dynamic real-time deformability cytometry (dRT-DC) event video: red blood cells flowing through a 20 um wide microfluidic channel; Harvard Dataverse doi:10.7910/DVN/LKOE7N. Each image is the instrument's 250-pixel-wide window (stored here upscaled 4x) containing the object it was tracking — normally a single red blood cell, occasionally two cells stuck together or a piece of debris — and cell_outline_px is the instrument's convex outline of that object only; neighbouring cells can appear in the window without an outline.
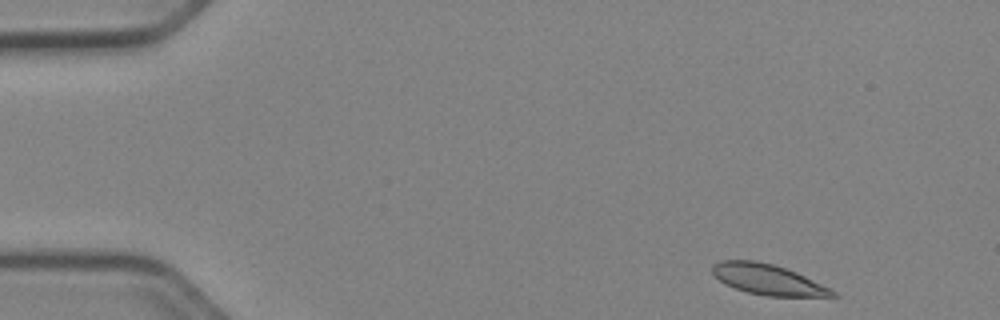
{"species": "Egyptian fruit bat (a non-hibernating species)", "species_latin": "Rousettus aegyptiacus", "temperature_condition": "cold", "stored_images_in_passage": 48, "camera_frame_rate_fps": 3000, "um_per_image_px": 0.085, "animal": {"sex": "female"}, "frame": {"image": 1, "passage_image": 2, "time_ms": 0.333, "image_size_px": [1000, 320], "cell_outline_px": [[840, 296], [764, 296], [748, 292], [724, 284], [712, 272], [712, 264], [720, 260], [756, 260], [772, 264], [796, 272], [836, 292]], "centroid_in_image_um": [65.22, 23.75], "position_along_channel_um": 19.8, "area_um2": 21.04}}
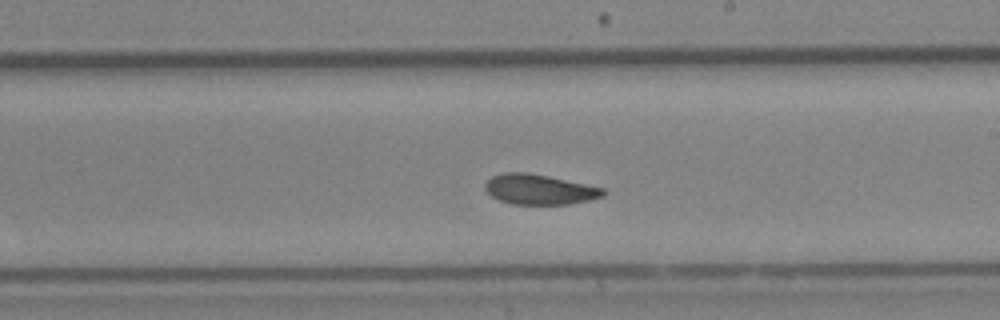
{"frame": {"image": 2, "passage_image": 27, "time_ms": 8.667, "image_size_px": [1000, 320], "cell_outline_px": [[608, 192], [604, 196], [588, 200], [568, 204], [512, 204], [500, 200], [492, 196], [484, 188], [484, 184], [492, 176], [504, 172], [528, 172], [548, 176], [604, 188]], "centroid_in_image_um": [45.85, 16.09], "position_along_channel_um": 243.1, "area_um2": 20.69}}
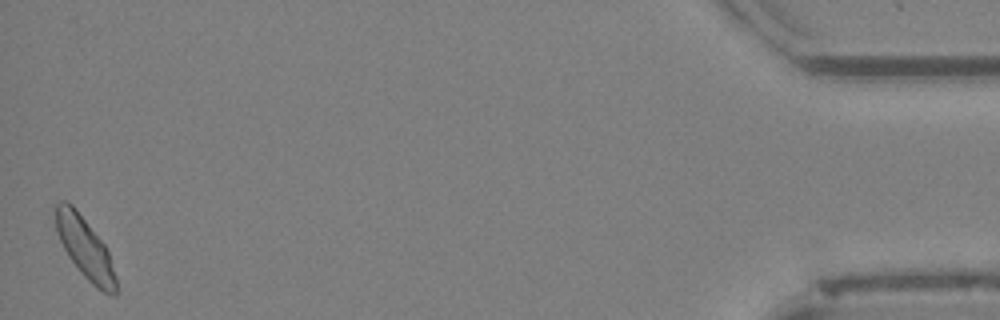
{"frame": {"image": 3, "passage_image": 48, "time_ms": 15.667, "image_size_px": [1000, 320], "cell_outline_px": [[116, 296], [112, 296], [96, 288], [80, 272], [68, 256], [56, 232], [56, 204], [60, 200], [64, 200], [72, 204], [76, 208], [104, 244], [108, 252], [116, 276]], "centroid_in_image_um": [7.23, 21.09], "position_along_channel_um": 428.0, "area_um2": 21.33}, "authors_computed_cell_mechanics": {"area_um2": 21.2993, "velocity_mm_per_s": 3.9024, "shape_relaxation_time_tau1_ms": 4.6081, "shape_relaxation_time_tau2_ms": 2.2145, "deformation_change_tau1": 0.1092, "deformation_change_tau2": 0.0624}}